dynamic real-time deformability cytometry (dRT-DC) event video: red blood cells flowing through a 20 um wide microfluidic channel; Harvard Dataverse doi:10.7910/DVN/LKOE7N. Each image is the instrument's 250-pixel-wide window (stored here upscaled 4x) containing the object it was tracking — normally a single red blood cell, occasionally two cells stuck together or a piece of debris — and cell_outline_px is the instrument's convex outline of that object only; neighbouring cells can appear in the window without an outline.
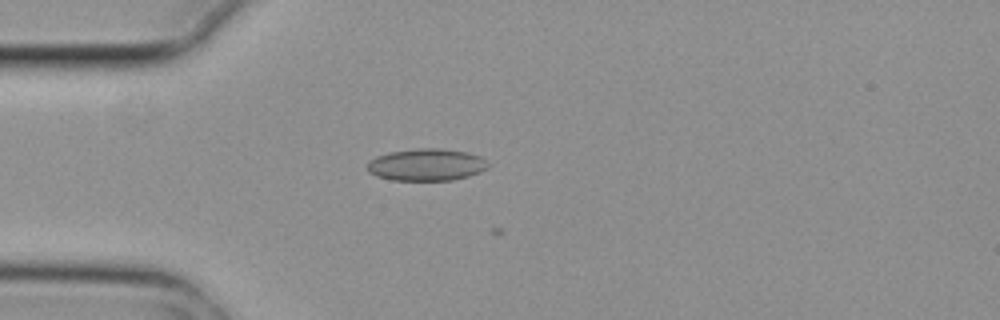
{"species": "common noctule bat (a hibernating species)", "species_latin": "Nyctalus noctula", "temperature_condition": "cold", "stored_images_in_passage": 5, "camera_frame_rate_fps": 3000, "um_per_image_px": 0.085, "animal": {"sex": "female", "body_mass_g": 29.2, "forearm_length_mm": 56.3}, "frame": {"image": 1, "passage_image": 3, "time_ms": 0.667, "image_size_px": [1000, 320], "cell_outline_px": [[492, 164], [488, 168], [480, 172], [468, 176], [452, 180], [392, 180], [376, 176], [368, 172], [368, 160], [376, 156], [388, 152], [416, 148], [440, 148], [468, 152], [480, 156]], "centroid_in_image_um": [36.27, 13.99], "position_along_channel_um": 48.7, "area_um2": 22.89}}